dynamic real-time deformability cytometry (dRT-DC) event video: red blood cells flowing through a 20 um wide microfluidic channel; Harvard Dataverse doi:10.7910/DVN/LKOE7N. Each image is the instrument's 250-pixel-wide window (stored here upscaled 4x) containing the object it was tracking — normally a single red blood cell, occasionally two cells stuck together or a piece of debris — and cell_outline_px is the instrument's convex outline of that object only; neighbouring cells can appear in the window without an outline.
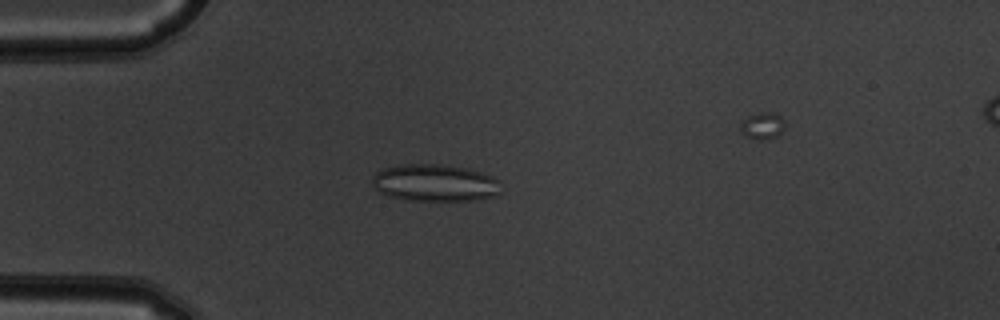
{"species": "common noctule bat (a hibernating species)", "species_latin": "Nyctalus noctula", "temperature_condition": "warm", "stored_images_in_passage": 41, "camera_frame_rate_fps": 3000, "um_per_image_px": 0.085, "animal": {"sex": "male", "body_mass_g": 19.5, "forearm_length_mm": 54.6}, "frame": {"image": 1, "passage_image": 7, "time_ms": 2.0, "image_size_px": [1000, 320], "cell_outline_px": [[504, 192], [496, 196], [476, 200], [408, 200], [388, 196], [380, 192], [372, 184], [372, 176], [376, 172], [384, 168], [404, 164], [440, 164], [468, 168], [492, 176], [496, 180]], "centroid_in_image_um": [36.98, 15.54], "position_along_channel_um": 48.0, "area_um2": 27.98}}
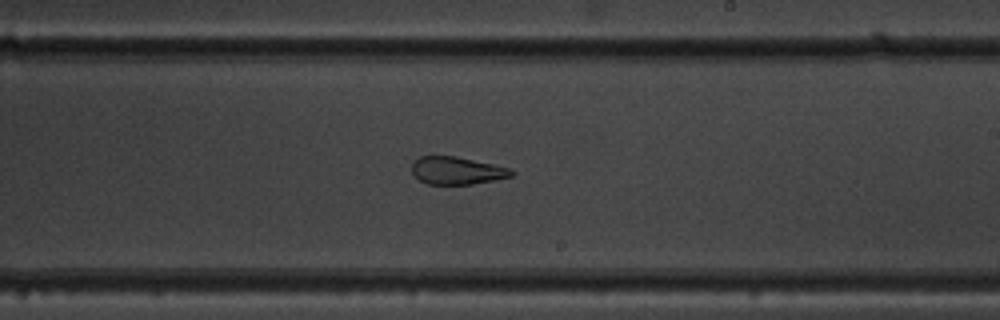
{"frame": {"image": 2, "passage_image": 24, "time_ms": 7.667, "image_size_px": [1000, 320], "cell_outline_px": [[516, 172], [512, 176], [496, 180], [472, 184], [428, 184], [420, 180], [412, 172], [412, 164], [420, 156], [456, 156], [492, 164], [508, 168]], "centroid_in_image_um": [38.85, 14.5], "position_along_channel_um": 250.2, "area_um2": 15.9}}
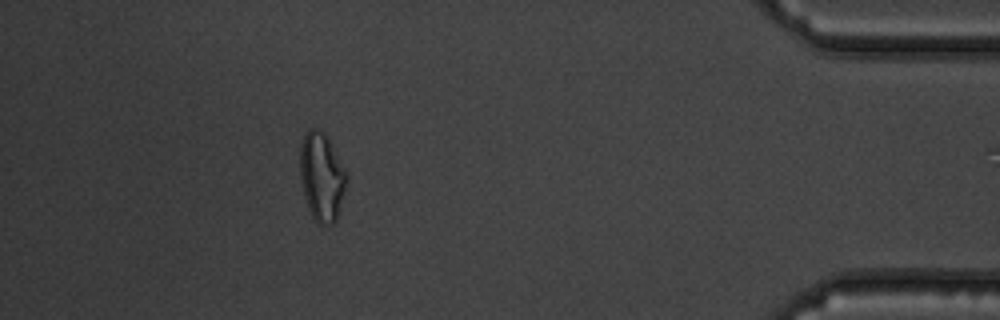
{"frame": {"image": 3, "passage_image": 40, "time_ms": 13.0, "image_size_px": [1000, 320], "cell_outline_px": [[348, 176], [340, 208], [336, 220], [332, 224], [316, 224], [308, 208], [304, 196], [300, 176], [300, 144], [304, 132], [308, 128], [316, 128], [324, 132], [328, 136]], "centroid_in_image_um": [27.33, 14.99], "position_along_channel_um": 407.9, "area_um2": 24.22}}